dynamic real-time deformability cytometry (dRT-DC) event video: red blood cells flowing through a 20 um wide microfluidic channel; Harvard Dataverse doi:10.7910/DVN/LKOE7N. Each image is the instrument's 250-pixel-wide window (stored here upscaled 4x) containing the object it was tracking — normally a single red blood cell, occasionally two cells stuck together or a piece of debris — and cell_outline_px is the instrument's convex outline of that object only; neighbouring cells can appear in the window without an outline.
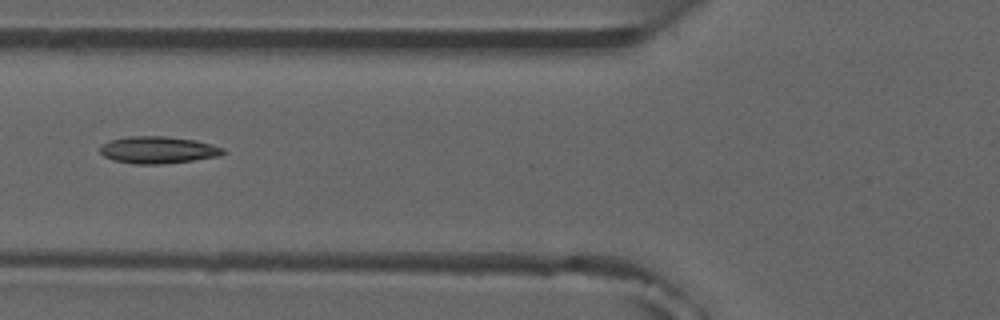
{"species": "common noctule bat (a hibernating species)", "species_latin": "Nyctalus noctula", "temperature_condition": "room temperature", "stored_images_in_passage": 6, "camera_frame_rate_fps": 3000, "um_per_image_px": 0.085, "animal": {"sex": "male", "forearm_length_mm": 52.5}, "frame": {"image": 1, "passage_image": 6, "time_ms": 5.667, "image_size_px": [1000, 320], "cell_outline_px": [[224, 152], [220, 156], [164, 164], [132, 164], [112, 160], [104, 156], [100, 152], [100, 148], [104, 144], [112, 140], [128, 136], [164, 136], [192, 140], [224, 148]], "centroid_in_image_um": [13.4, 12.76], "position_along_channel_um": 112.4, "area_um2": 19.13}}